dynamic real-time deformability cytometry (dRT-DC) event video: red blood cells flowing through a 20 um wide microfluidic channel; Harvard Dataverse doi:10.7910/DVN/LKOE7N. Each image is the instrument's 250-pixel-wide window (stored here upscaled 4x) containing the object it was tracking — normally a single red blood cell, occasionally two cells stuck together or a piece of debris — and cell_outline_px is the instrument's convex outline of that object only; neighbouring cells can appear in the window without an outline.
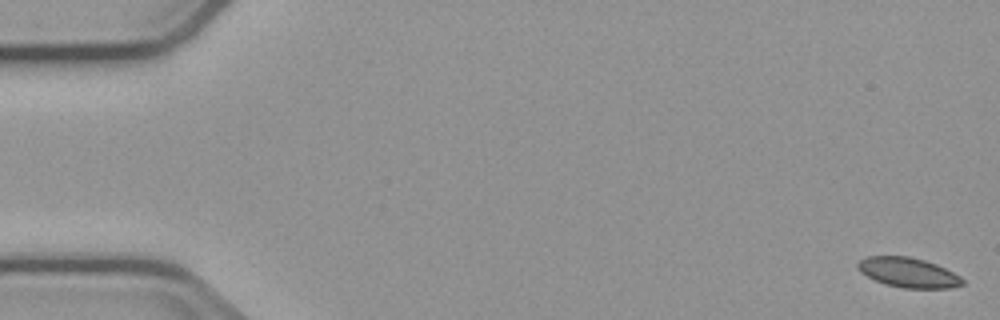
{"species": "common noctule bat (a hibernating species)", "species_latin": "Nyctalus noctula", "temperature_condition": "cold", "stored_images_in_passage": 2, "segment_of_instrument_passage": [2, 2], "camera_frame_rate_fps": 3000, "um_per_image_px": 0.085, "animal": {"sex": "male", "body_mass_g": 23.1, "forearm_length_mm": 52.7}, "frame": {"image": 1, "passage_image": 2, "time_ms": 1.333, "image_size_px": [1000, 320], "cell_outline_px": [[964, 284], [952, 288], [904, 288], [884, 284], [860, 272], [856, 264], [860, 260], [868, 256], [908, 256], [924, 260], [936, 264], [960, 276], [964, 280]], "centroid_in_image_um": [77.21, 23.17], "position_along_channel_um": 7.8, "area_um2": 18.09}}